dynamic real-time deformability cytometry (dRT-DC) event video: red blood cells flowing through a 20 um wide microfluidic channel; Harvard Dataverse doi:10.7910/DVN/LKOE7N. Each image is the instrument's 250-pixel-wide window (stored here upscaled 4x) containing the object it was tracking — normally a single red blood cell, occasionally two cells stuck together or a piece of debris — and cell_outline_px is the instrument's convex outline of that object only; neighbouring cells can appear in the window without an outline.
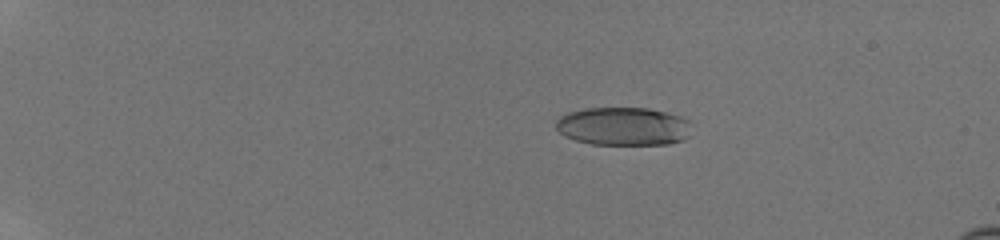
{"species": "human", "species_latin": "Homo sapiens", "temperature_condition": "room temperature", "stored_images_in_passage": 35, "camera_frame_rate_fps": 3000, "um_per_image_px": 0.085, "donor": {"sex": "male"}, "frame": {"image": 1, "passage_image": 11, "time_ms": 4.0, "image_size_px": [1000, 240], "cell_outline_px": [[692, 124], [688, 136], [684, 140], [668, 144], [592, 144], [576, 140], [560, 132], [556, 128], [556, 120], [560, 116], [568, 112], [584, 108], [648, 108], [680, 116], [688, 120]], "centroid_in_image_um": [53.01, 10.73], "position_along_channel_um": 32.0, "area_um2": 30.23}}
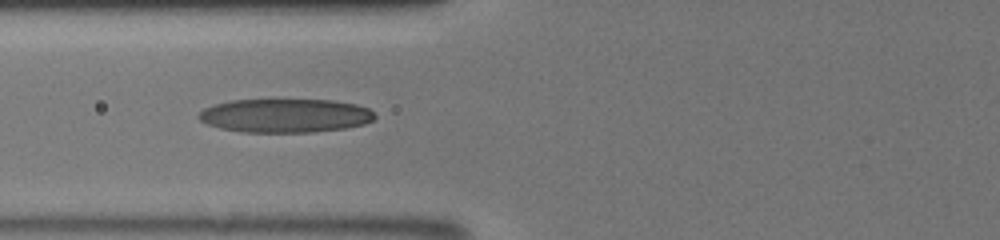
{"frame": {"image": 2, "passage_image": 22, "time_ms": 8.333, "image_size_px": [1000, 240], "cell_outline_px": [[376, 116], [372, 120], [364, 124], [344, 128], [312, 132], [240, 132], [220, 128], [208, 124], [200, 120], [196, 116], [204, 108], [216, 104], [232, 100], [332, 100], [356, 104], [368, 108]], "centroid_in_image_um": [24.23, 9.83], "position_along_channel_um": 101.6, "area_um2": 34.51}}
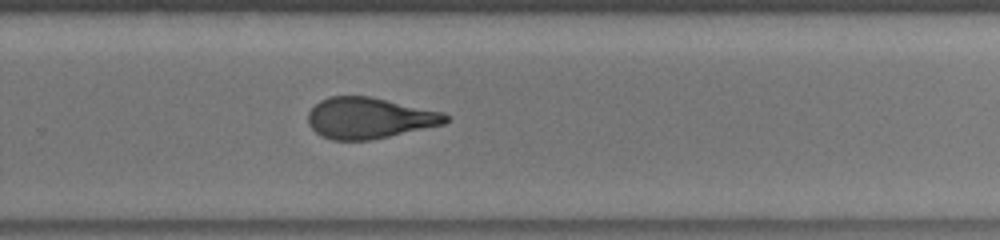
{"frame": {"image": 3, "passage_image": 35, "time_ms": 13.0, "image_size_px": [1000, 240], "cell_outline_px": [[448, 120], [444, 124], [372, 140], [332, 140], [320, 136], [308, 124], [308, 112], [320, 100], [328, 96], [372, 96], [444, 112], [448, 116]], "centroid_in_image_um": [31.38, 10.03], "position_along_channel_um": 298.4, "area_um2": 33.12}}